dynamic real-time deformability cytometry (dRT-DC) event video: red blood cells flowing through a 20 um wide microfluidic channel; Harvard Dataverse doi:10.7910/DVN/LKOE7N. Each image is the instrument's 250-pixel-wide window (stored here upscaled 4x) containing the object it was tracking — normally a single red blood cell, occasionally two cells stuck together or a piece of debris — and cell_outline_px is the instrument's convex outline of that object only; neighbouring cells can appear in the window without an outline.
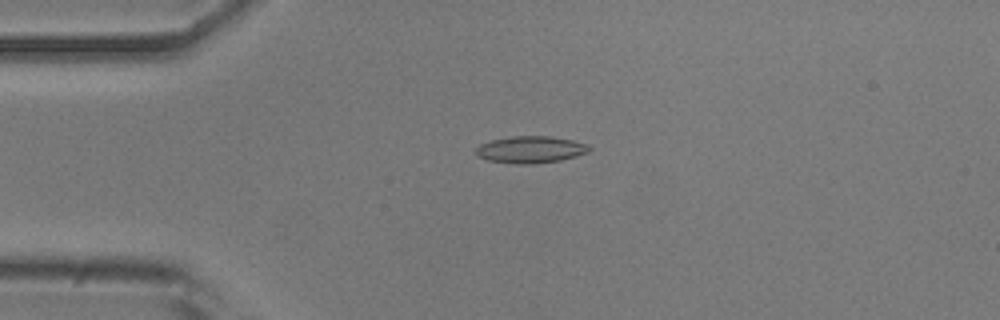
{"species": "common noctule bat (a hibernating species)", "species_latin": "Nyctalus noctula", "temperature_condition": "room temperature", "stored_images_in_passage": 3, "camera_frame_rate_fps": 3000, "um_per_image_px": 0.085, "animal": {"sex": "male", "body_mass_g": 20.5, "forearm_length_mm": 52.5}, "frame": {"image": 1, "passage_image": 1, "time_ms": 0.0, "image_size_px": [1000, 320], "cell_outline_px": [[592, 148], [588, 152], [576, 156], [560, 160], [532, 164], [516, 164], [488, 160], [476, 156], [476, 148], [480, 144], [492, 140], [512, 136], [552, 136], [572, 140], [588, 144]], "centroid_in_image_um": [45.11, 12.71], "position_along_channel_um": 39.9, "area_um2": 17.8}}
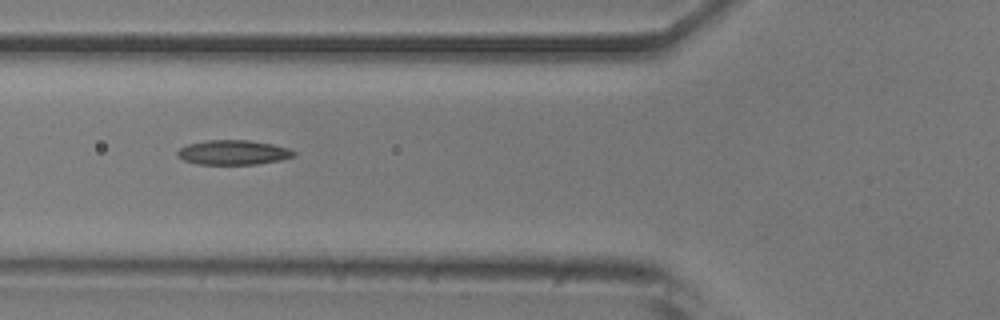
{"frame": {"image": 2, "passage_image": 3, "time_ms": 0.667, "image_size_px": [1000, 320], "cell_outline_px": [[296, 152], [292, 156], [280, 160], [256, 164], [196, 164], [184, 160], [176, 152], [180, 148], [188, 144], [208, 140], [248, 140], [272, 144], [288, 148]], "centroid_in_image_um": [19.81, 12.95], "position_along_channel_um": 106.0, "area_um2": 16.47}}